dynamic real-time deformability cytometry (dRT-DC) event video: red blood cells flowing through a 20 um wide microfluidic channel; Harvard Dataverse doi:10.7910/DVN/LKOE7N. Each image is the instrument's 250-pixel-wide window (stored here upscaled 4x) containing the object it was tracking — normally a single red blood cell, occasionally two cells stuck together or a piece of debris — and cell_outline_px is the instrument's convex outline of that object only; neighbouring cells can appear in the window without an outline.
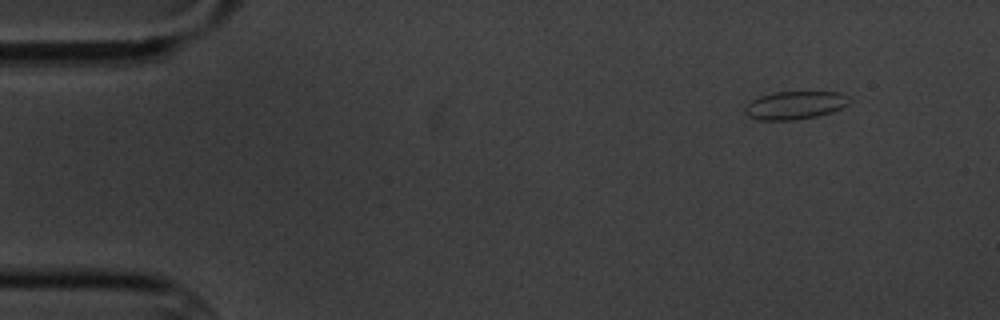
{"species": "common noctule bat (a hibernating species)", "species_latin": "Nyctalus noctula", "temperature_condition": "cold", "stored_images_in_passage": 5, "segment_of_instrument_passage": [1, 2], "camera_frame_rate_fps": 3000, "um_per_image_px": 0.085, "animal": {"sex": "male", "body_mass_g": 20.1, "forearm_length_mm": 53.5}, "frame": {"image": 1, "passage_image": 1, "time_ms": 0.0, "image_size_px": [1000, 320], "cell_outline_px": [[852, 100], [848, 104], [832, 112], [816, 116], [796, 120], [760, 120], [748, 116], [744, 112], [744, 108], [752, 100], [760, 96], [772, 92], [840, 92], [852, 96]], "centroid_in_image_um": [67.61, 8.94], "position_along_channel_um": 17.4, "area_um2": 17.22}}